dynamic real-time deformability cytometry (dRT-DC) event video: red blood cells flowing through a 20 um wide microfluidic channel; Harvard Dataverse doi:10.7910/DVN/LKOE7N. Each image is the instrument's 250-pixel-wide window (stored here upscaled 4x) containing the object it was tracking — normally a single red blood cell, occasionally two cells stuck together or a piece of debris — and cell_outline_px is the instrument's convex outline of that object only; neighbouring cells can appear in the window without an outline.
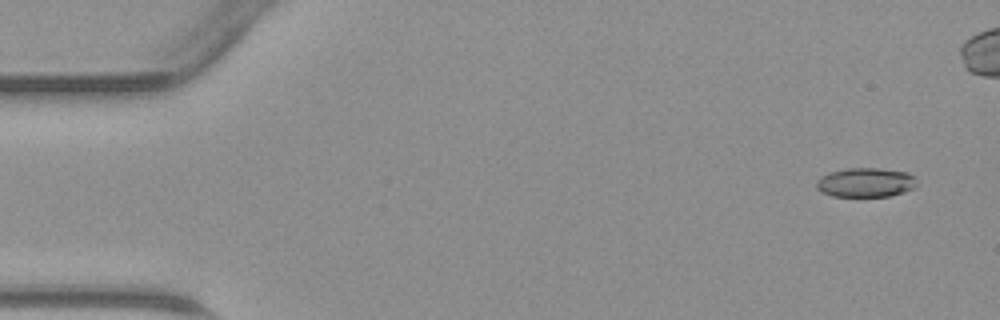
{"species": "common noctule bat (a hibernating species)", "species_latin": "Nyctalus noctula", "temperature_condition": "warm", "stored_images_in_passage": 41, "camera_frame_rate_fps": 3000, "um_per_image_px": 0.085, "animal": {"sex": "male", "body_mass_g": 23.1, "forearm_length_mm": 52.7}, "frame": {"image": 1, "passage_image": 3, "time_ms": 0.667, "image_size_px": [1000, 320], "cell_outline_px": [[916, 184], [912, 188], [904, 192], [888, 196], [832, 196], [816, 188], [816, 180], [820, 176], [828, 172], [848, 168], [880, 168], [908, 172], [912, 176]], "centroid_in_image_um": [73.53, 15.5], "position_along_channel_um": 11.5, "area_um2": 17.05}}
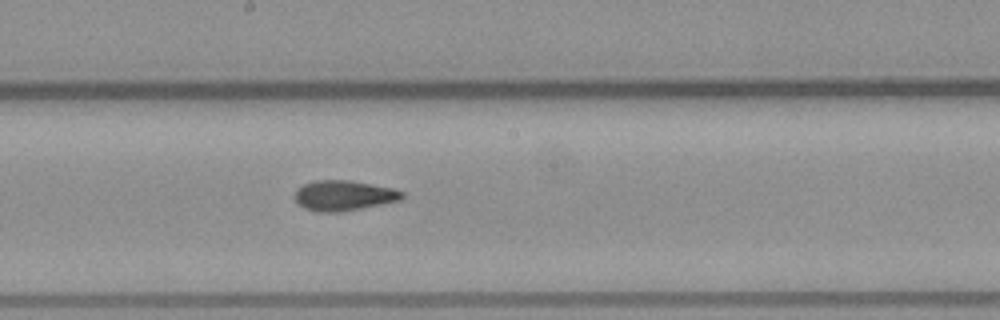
{"frame": {"image": 2, "passage_image": 25, "time_ms": 8.0, "image_size_px": [1000, 320], "cell_outline_px": [[404, 196], [400, 200], [360, 208], [336, 212], [316, 212], [304, 208], [296, 200], [296, 188], [304, 184], [316, 180], [352, 180], [392, 188], [404, 192]], "centroid_in_image_um": [29.21, 16.61], "position_along_channel_um": 219.0, "area_um2": 18.73}}
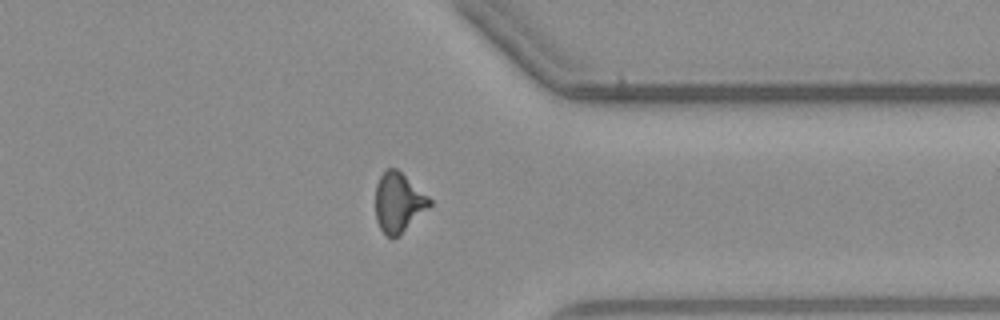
{"frame": {"image": 3, "passage_image": 36, "time_ms": 11.667, "image_size_px": [1000, 320], "cell_outline_px": [[432, 204], [400, 236], [392, 240], [380, 228], [376, 220], [376, 184], [380, 176], [388, 168], [396, 168], [428, 196], [432, 200]], "centroid_in_image_um": [33.87, 17.24], "position_along_channel_um": 377.5, "area_um2": 18.73}}